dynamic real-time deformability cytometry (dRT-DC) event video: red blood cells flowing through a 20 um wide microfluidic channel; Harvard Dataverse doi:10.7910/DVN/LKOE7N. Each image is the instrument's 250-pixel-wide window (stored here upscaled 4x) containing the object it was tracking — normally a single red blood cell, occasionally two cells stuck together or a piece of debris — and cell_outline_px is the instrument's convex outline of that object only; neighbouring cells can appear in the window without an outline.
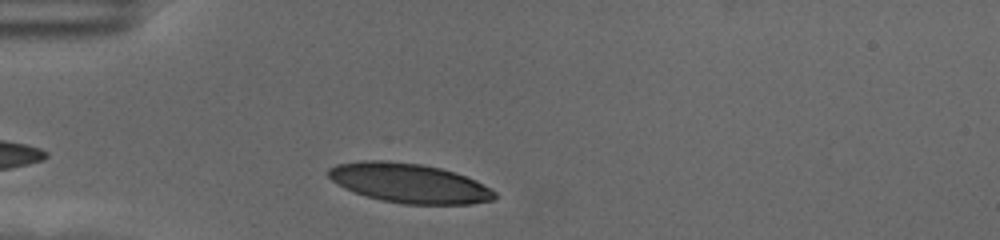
{"species": "human", "species_latin": "Homo sapiens", "temperature_condition": "cold", "stored_images_in_passage": 34, "camera_frame_rate_fps": 3000, "um_per_image_px": 0.085, "donor": {"sex": "female"}, "frame": {"image": 1, "passage_image": 3, "time_ms": 0.667, "image_size_px": [1000, 240], "cell_outline_px": [[496, 200], [472, 204], [404, 204], [380, 200], [344, 188], [332, 180], [328, 176], [328, 168], [336, 164], [364, 160], [388, 160], [420, 164], [440, 168], [456, 172], [476, 180], [492, 188], [496, 192]], "centroid_in_image_um": [34.82, 15.56], "position_along_channel_um": 50.2, "area_um2": 38.44}}
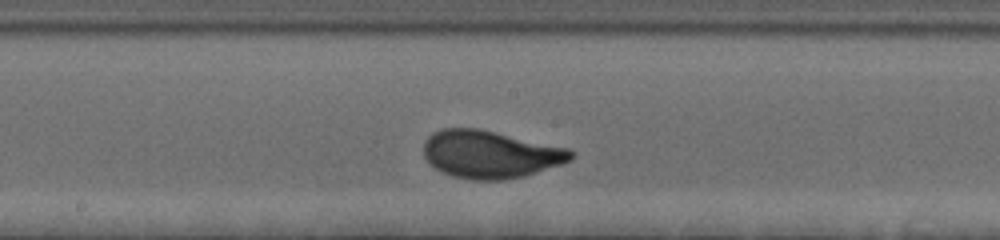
{"frame": {"image": 2, "passage_image": 18, "time_ms": 5.667, "image_size_px": [1000, 240], "cell_outline_px": [[576, 156], [572, 160], [564, 164], [524, 176], [500, 180], [472, 180], [452, 176], [440, 172], [428, 164], [424, 156], [424, 140], [432, 132], [440, 128], [476, 128], [568, 148], [576, 152]], "centroid_in_image_um": [41.66, 13.12], "position_along_channel_um": 206.5, "area_um2": 41.27}}
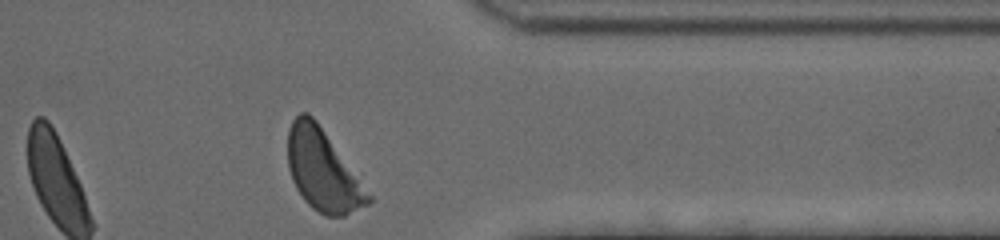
{"frame": {"image": 3, "passage_image": 34, "time_ms": 11.0, "image_size_px": [1000, 240], "cell_outline_px": [[372, 200], [368, 204], [344, 216], [324, 216], [312, 208], [304, 200], [296, 188], [292, 180], [288, 168], [288, 128], [292, 120], [300, 112], [308, 112], [316, 120], [372, 196]], "centroid_in_image_um": [27.41, 14.48], "position_along_channel_um": 384.0, "area_um2": 37.8}, "authors_computed_cell_mechanics": {"area_um2": 38.9572, "velocity_mm_per_s": 3.4695, "shape_relaxation_time_tau1_ms": 2.9111, "shape_relaxation_time_tau2_ms": null, "deformation_change_tau1": 0.18, "deformation_change_tau2": null}}